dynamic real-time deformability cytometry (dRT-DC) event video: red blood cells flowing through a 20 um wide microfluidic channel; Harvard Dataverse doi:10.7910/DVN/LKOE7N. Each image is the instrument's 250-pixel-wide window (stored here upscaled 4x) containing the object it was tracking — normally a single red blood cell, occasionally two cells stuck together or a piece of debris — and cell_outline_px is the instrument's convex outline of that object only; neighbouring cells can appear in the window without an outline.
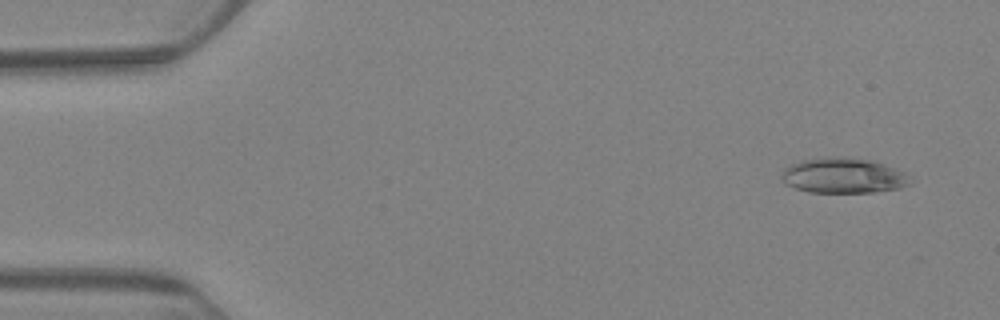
{"species": "Egyptian fruit bat (a non-hibernating species)", "species_latin": "Rousettus aegyptiacus", "temperature_condition": "warm", "stored_images_in_passage": 6, "camera_frame_rate_fps": 3000, "um_per_image_px": 0.085, "animal": {"sex": "female"}, "frame": {"image": 1, "passage_image": 2, "time_ms": 1.0, "image_size_px": [1000, 320], "cell_outline_px": [[916, 180], [912, 184], [900, 188], [876, 192], [808, 192], [784, 184], [780, 176], [780, 172], [784, 168], [792, 164], [804, 160], [876, 160], [896, 168], [904, 172]], "centroid_in_image_um": [71.77, 14.98], "position_along_channel_um": 13.2, "area_um2": 25.89}}